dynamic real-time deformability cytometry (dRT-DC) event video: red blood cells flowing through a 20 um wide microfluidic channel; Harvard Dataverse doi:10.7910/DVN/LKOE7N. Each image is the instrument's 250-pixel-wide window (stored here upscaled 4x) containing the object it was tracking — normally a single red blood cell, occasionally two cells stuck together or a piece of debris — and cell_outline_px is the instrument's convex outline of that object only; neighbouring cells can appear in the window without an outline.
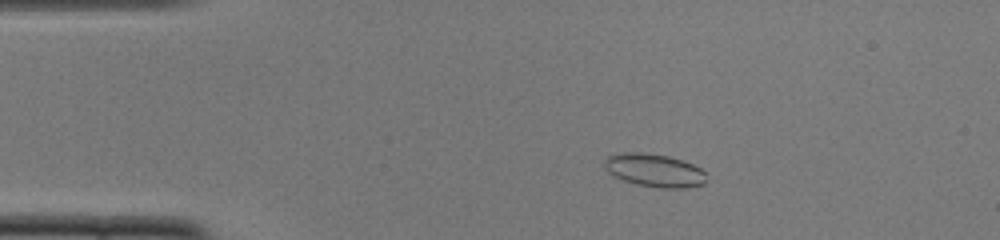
{"species": "common noctule bat (a hibernating species)", "species_latin": "Nyctalus noctula", "temperature_condition": "cold", "stored_images_in_passage": 52, "camera_frame_rate_fps": 3000, "um_per_image_px": 0.085, "animal": {"sex": "female", "body_mass_g": 22.0, "forearm_length_mm": 56.7}, "frame": {"image": 1, "passage_image": 10, "time_ms": 3.0, "image_size_px": [1000, 240], "cell_outline_px": [[704, 184], [684, 188], [660, 188], [636, 184], [612, 176], [604, 168], [604, 160], [608, 156], [620, 152], [644, 152], [668, 156], [692, 164], [700, 168], [704, 172]], "centroid_in_image_um": [55.56, 14.47], "position_along_channel_um": 29.4, "area_um2": 19.65}}
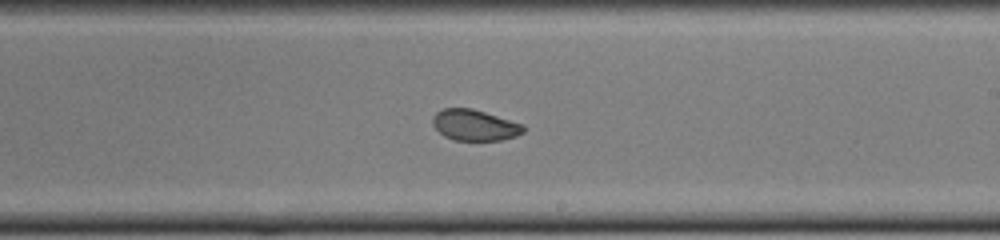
{"frame": {"image": 2, "passage_image": 31, "time_ms": 10.0, "image_size_px": [1000, 240], "cell_outline_px": [[524, 132], [516, 136], [500, 140], [456, 140], [444, 136], [432, 124], [432, 116], [436, 112], [444, 108], [472, 108], [524, 124]], "centroid_in_image_um": [40.34, 10.63], "position_along_channel_um": 248.7, "area_um2": 16.36}}
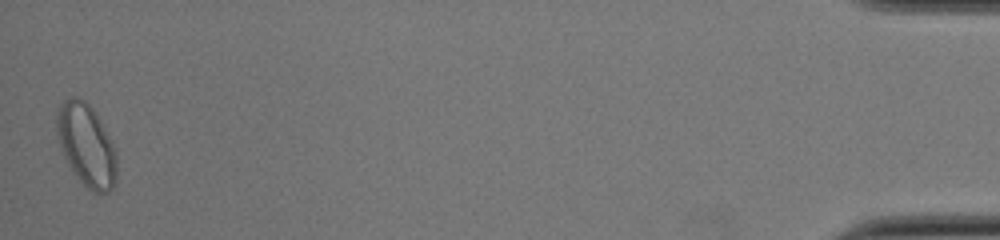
{"frame": {"image": 3, "passage_image": 52, "time_ms": 17.0, "image_size_px": [1000, 240], "cell_outline_px": [[116, 180], [112, 188], [108, 192], [92, 192], [80, 180], [68, 164], [60, 148], [56, 132], [56, 108], [64, 100], [72, 96], [76, 96], [84, 100], [96, 112], [112, 140], [116, 152]], "centroid_in_image_um": [7.33, 12.29], "position_along_channel_um": 427.9, "area_um2": 29.02}, "authors_computed_cell_mechanics": {"area_um2": 18.9006, "velocity_mm_per_s": 3.8588, "shape_relaxation_time_tau1_ms": 8.7838, "shape_relaxation_time_tau2_ms": 1.5317, "deformation_change_tau1": 0.1412, "deformation_change_tau2": 0.0444}}